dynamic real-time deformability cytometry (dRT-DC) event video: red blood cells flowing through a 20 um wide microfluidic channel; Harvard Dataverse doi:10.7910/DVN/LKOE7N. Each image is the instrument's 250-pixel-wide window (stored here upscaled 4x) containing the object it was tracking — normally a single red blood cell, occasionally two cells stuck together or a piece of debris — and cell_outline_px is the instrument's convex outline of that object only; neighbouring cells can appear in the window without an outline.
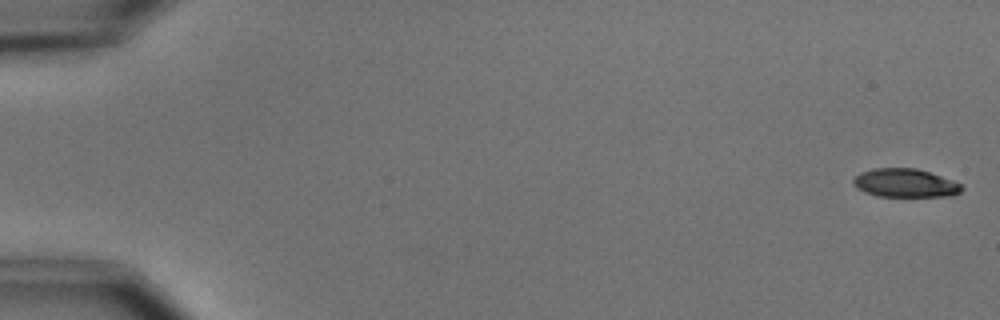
{"species": "common noctule bat (a hibernating species)", "species_latin": "Nyctalus noctula", "temperature_condition": "cold", "stored_images_in_passage": 2, "camera_frame_rate_fps": 3000, "um_per_image_px": 0.085, "animal": {"sex": "male", "body_mass_g": 15.6}, "frame": {"image": 1, "passage_image": 1, "time_ms": 0.0, "image_size_px": [1000, 320], "cell_outline_px": [[964, 188], [956, 196], [876, 196], [864, 192], [856, 188], [852, 184], [852, 180], [860, 172], [872, 168], [916, 168], [940, 176], [960, 184]], "centroid_in_image_um": [76.89, 15.56], "position_along_channel_um": 8.1, "area_um2": 18.03}}